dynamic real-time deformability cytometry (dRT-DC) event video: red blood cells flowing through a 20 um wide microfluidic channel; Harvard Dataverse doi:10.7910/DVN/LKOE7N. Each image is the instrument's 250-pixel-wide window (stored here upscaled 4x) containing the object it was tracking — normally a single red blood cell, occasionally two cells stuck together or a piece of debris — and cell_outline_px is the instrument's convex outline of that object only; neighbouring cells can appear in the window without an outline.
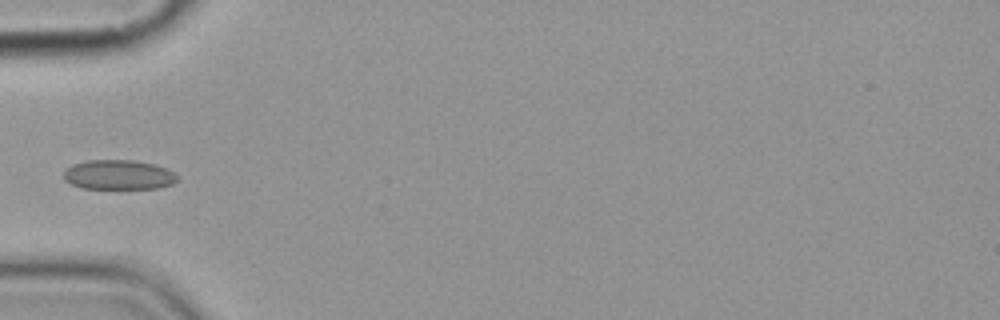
{"species": "common noctule bat (a hibernating species)", "species_latin": "Nyctalus noctula", "temperature_condition": "cold", "stored_images_in_passage": 8, "camera_frame_rate_fps": 3000, "um_per_image_px": 0.085, "animal": {"sex": "female", "body_mass_g": 19.9}, "frame": {"image": 1, "passage_image": 5, "time_ms": 4.667, "image_size_px": [1000, 320], "cell_outline_px": [[176, 180], [172, 184], [156, 188], [80, 188], [64, 180], [64, 172], [72, 164], [88, 160], [132, 160], [152, 164], [164, 168], [172, 172], [176, 176]], "centroid_in_image_um": [10.02, 14.85], "position_along_channel_um": 75.0, "area_um2": 19.31}}
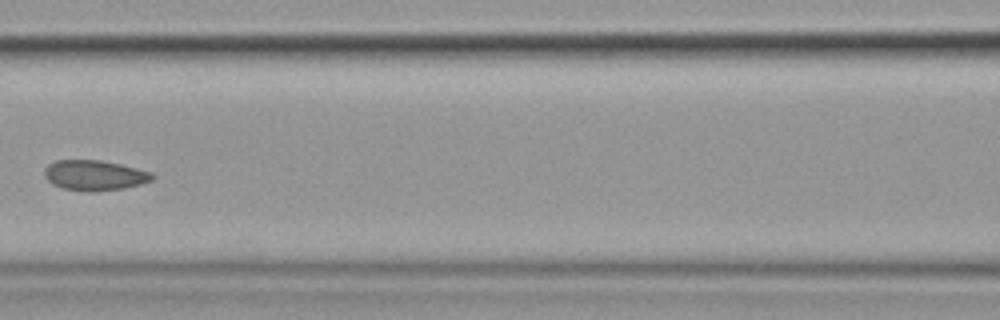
{"frame": {"image": 2, "passage_image": 7, "time_ms": 7.0, "image_size_px": [1000, 320], "cell_outline_px": [[156, 176], [152, 180], [140, 184], [124, 188], [92, 192], [88, 192], [64, 188], [52, 184], [44, 176], [44, 168], [48, 164], [56, 160], [100, 160], [120, 164], [152, 172]], "centroid_in_image_um": [8.03, 14.9], "position_along_channel_um": 158.6, "area_um2": 19.07}}
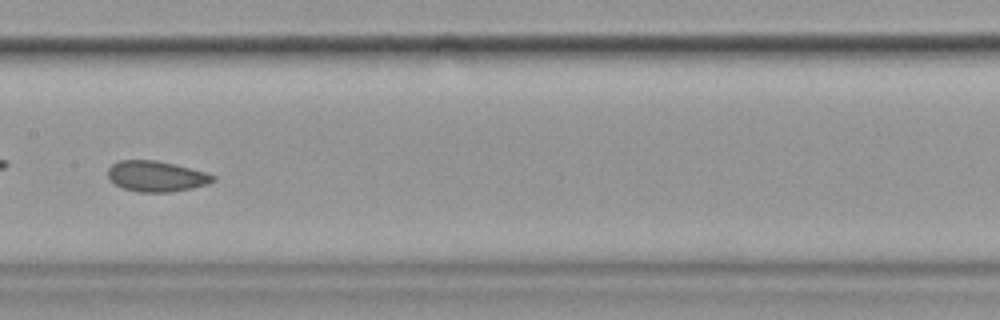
{"frame": {"image": 3, "passage_image": 8, "time_ms": 8.0, "image_size_px": [1000, 320], "cell_outline_px": [[216, 180], [208, 184], [192, 188], [168, 192], [140, 192], [124, 188], [116, 184], [108, 176], [108, 168], [112, 164], [120, 160], [156, 160], [204, 172], [216, 176]], "centroid_in_image_um": [13.29, 14.98], "position_along_channel_um": 194.1, "area_um2": 18.5}}